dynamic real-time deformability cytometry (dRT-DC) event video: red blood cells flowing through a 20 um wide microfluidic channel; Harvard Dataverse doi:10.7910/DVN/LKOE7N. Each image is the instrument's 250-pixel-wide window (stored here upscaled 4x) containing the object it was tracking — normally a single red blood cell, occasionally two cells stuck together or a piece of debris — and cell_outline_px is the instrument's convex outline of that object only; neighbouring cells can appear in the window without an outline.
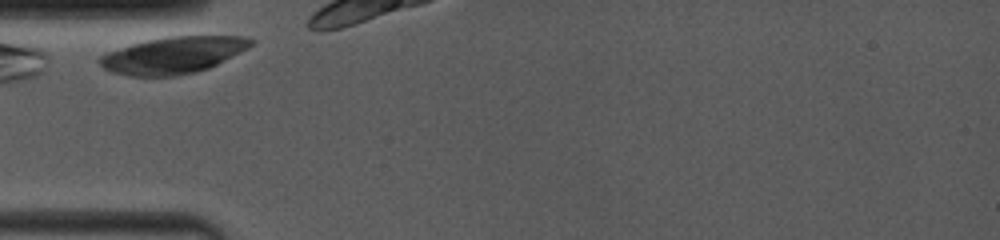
{"species": "common noctule bat (a hibernating species)", "species_latin": "Nyctalus noctula", "temperature_condition": "room temperature", "stored_images_in_passage": 3, "camera_frame_rate_fps": 4000, "um_per_image_px": 0.085, "animal": {"sex": "female", "body_mass_g": 19.0, "forearm_length_mm": 53.3}, "frame": {"image": 1, "passage_image": 1, "time_ms": 0.0, "image_size_px": [1000, 240], "cell_outline_px": [[256, 40], [248, 48], [208, 68], [196, 72], [172, 76], [128, 76], [112, 72], [104, 68], [100, 64], [100, 56], [108, 52], [132, 44], [164, 36], [248, 36]], "centroid_in_image_um": [14.74, 4.68], "position_along_channel_um": 70.3, "area_um2": 32.14}}